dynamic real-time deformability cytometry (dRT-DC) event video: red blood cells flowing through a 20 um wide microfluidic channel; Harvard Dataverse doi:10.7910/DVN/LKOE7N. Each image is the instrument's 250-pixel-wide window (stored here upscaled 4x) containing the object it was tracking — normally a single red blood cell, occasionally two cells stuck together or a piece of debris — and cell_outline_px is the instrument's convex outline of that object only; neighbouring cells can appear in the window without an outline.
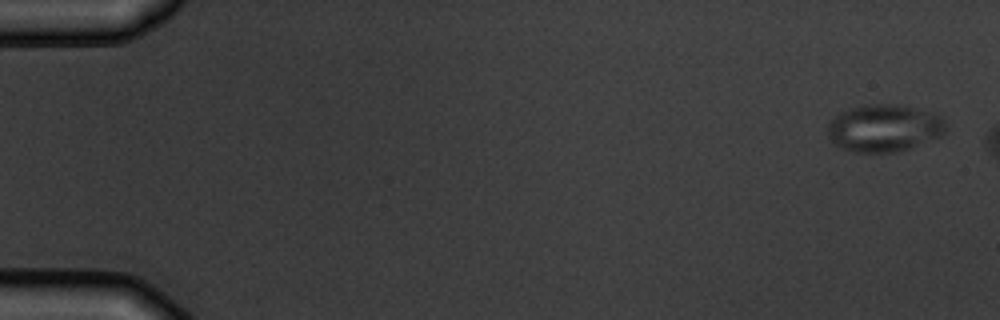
{"species": "common noctule bat (a hibernating species)", "species_latin": "Nyctalus noctula", "temperature_condition": "warm", "stored_images_in_passage": 3, "camera_frame_rate_fps": 3000, "um_per_image_px": 0.085, "animal": {"sex": "male", "body_mass_g": 19.5, "forearm_length_mm": 54.6}, "frame": {"image": 1, "passage_image": 1, "time_ms": 0.0, "image_size_px": [1000, 320], "cell_outline_px": [[948, 124], [944, 132], [940, 136], [912, 148], [896, 152], [852, 152], [840, 148], [828, 136], [828, 120], [840, 112], [852, 108], [868, 104], [904, 104], [940, 116]], "centroid_in_image_um": [75.15, 10.89], "position_along_channel_um": 9.9, "area_um2": 32.83}}